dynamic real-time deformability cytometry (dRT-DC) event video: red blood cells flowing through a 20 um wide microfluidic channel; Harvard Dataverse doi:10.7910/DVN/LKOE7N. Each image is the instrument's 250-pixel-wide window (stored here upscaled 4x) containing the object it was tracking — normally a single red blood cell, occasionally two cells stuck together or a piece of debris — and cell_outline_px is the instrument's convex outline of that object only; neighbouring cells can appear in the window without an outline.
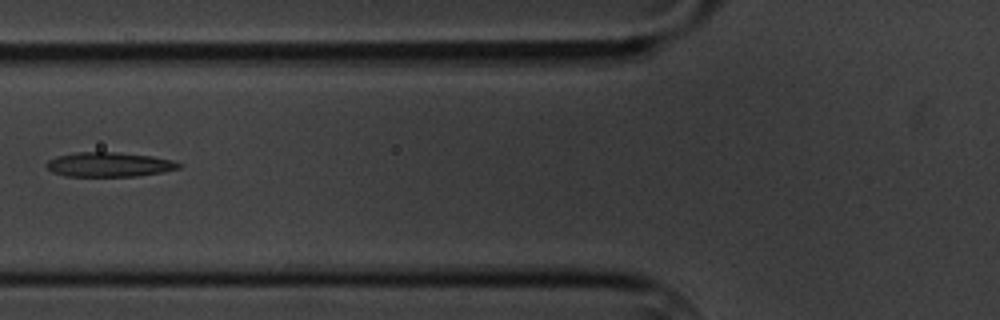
{"species": "common noctule bat (a hibernating species)", "species_latin": "Nyctalus noctula", "temperature_condition": "cold", "stored_images_in_passage": 9, "camera_frame_rate_fps": 3000, "um_per_image_px": 0.085, "animal": {"sex": "male", "body_mass_g": 20.1, "forearm_length_mm": 53.5}, "frame": {"image": 1, "passage_image": 4, "time_ms": 3.667, "image_size_px": [1000, 320], "cell_outline_px": [[184, 164], [180, 168], [164, 172], [136, 176], [64, 176], [52, 172], [44, 164], [48, 160], [56, 156], [76, 152], [116, 152], [152, 156], [172, 160]], "centroid_in_image_um": [9.28, 13.98], "position_along_channel_um": 116.5, "area_um2": 19.07}}
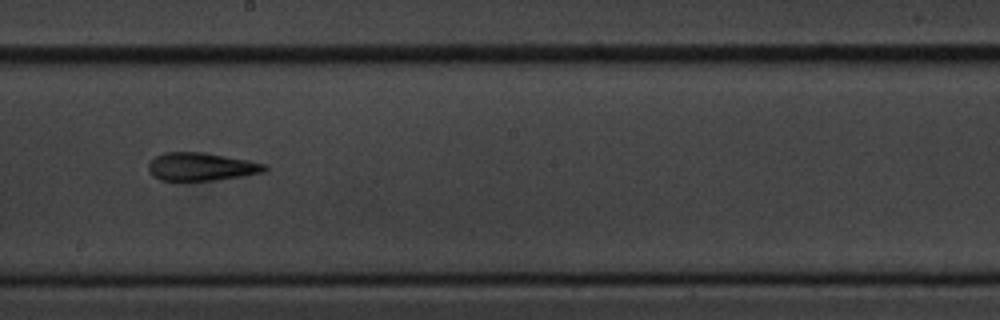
{"frame": {"image": 2, "passage_image": 7, "time_ms": 7.0, "image_size_px": [1000, 320], "cell_outline_px": [[268, 168], [264, 172], [244, 176], [212, 180], [160, 180], [152, 176], [148, 168], [148, 164], [156, 156], [164, 152], [204, 152], [248, 160], [264, 164]], "centroid_in_image_um": [17.1, 14.16], "position_along_channel_um": 231.1, "area_um2": 18.9}}
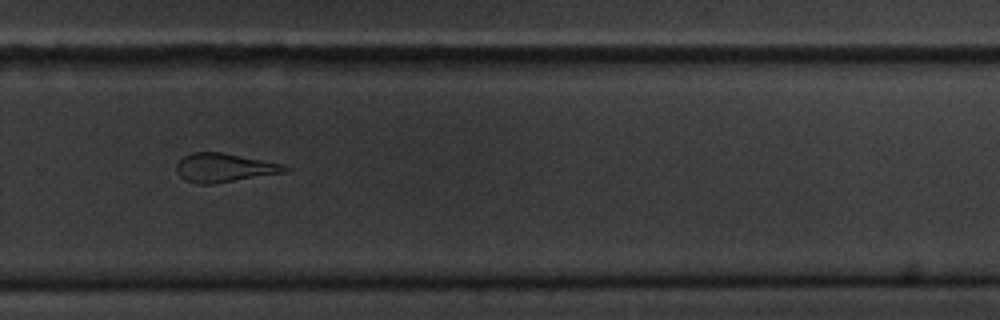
{"frame": {"image": 3, "passage_image": 9, "time_ms": 9.333, "image_size_px": [1000, 320], "cell_outline_px": [[292, 168], [288, 172], [212, 184], [196, 184], [184, 180], [180, 176], [176, 168], [176, 164], [184, 156], [192, 152], [220, 152], [284, 164]], "centroid_in_image_um": [19.08, 14.26], "position_along_channel_um": 310.7, "area_um2": 18.26}}